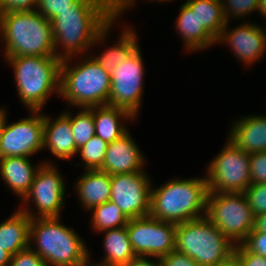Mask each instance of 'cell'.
<instances>
[{
  "label": "cell",
  "instance_id": "e575fe53",
  "mask_svg": "<svg viewBox=\"0 0 266 266\" xmlns=\"http://www.w3.org/2000/svg\"><path fill=\"white\" fill-rule=\"evenodd\" d=\"M10 266H46V263L32 247H28L11 256Z\"/></svg>",
  "mask_w": 266,
  "mask_h": 266
},
{
  "label": "cell",
  "instance_id": "6da1fadb",
  "mask_svg": "<svg viewBox=\"0 0 266 266\" xmlns=\"http://www.w3.org/2000/svg\"><path fill=\"white\" fill-rule=\"evenodd\" d=\"M117 16L107 0H75L69 9L51 20L55 50L63 43L66 59L101 42Z\"/></svg>",
  "mask_w": 266,
  "mask_h": 266
},
{
  "label": "cell",
  "instance_id": "4dcf8cb0",
  "mask_svg": "<svg viewBox=\"0 0 266 266\" xmlns=\"http://www.w3.org/2000/svg\"><path fill=\"white\" fill-rule=\"evenodd\" d=\"M227 2L228 7L227 5H224V1L222 2V9L226 22H228L227 17L230 15L228 13L232 12L234 16L237 15L239 17L247 14L248 12L250 13L254 10H258L259 6V0H227Z\"/></svg>",
  "mask_w": 266,
  "mask_h": 266
},
{
  "label": "cell",
  "instance_id": "f1b7e54d",
  "mask_svg": "<svg viewBox=\"0 0 266 266\" xmlns=\"http://www.w3.org/2000/svg\"><path fill=\"white\" fill-rule=\"evenodd\" d=\"M108 143L94 135L86 144L78 149L86 163L87 170H100L103 165Z\"/></svg>",
  "mask_w": 266,
  "mask_h": 266
},
{
  "label": "cell",
  "instance_id": "7402d4cb",
  "mask_svg": "<svg viewBox=\"0 0 266 266\" xmlns=\"http://www.w3.org/2000/svg\"><path fill=\"white\" fill-rule=\"evenodd\" d=\"M121 116L123 118L128 117L132 119L134 117L127 110L119 107H113L110 105L93 107L95 135L108 144L122 137L128 131L119 123L118 119Z\"/></svg>",
  "mask_w": 266,
  "mask_h": 266
},
{
  "label": "cell",
  "instance_id": "7c38bea8",
  "mask_svg": "<svg viewBox=\"0 0 266 266\" xmlns=\"http://www.w3.org/2000/svg\"><path fill=\"white\" fill-rule=\"evenodd\" d=\"M150 181L142 171L111 175V196L128 219L149 216Z\"/></svg>",
  "mask_w": 266,
  "mask_h": 266
},
{
  "label": "cell",
  "instance_id": "74e56055",
  "mask_svg": "<svg viewBox=\"0 0 266 266\" xmlns=\"http://www.w3.org/2000/svg\"><path fill=\"white\" fill-rule=\"evenodd\" d=\"M159 260L161 266H200L191 257L176 250L164 255Z\"/></svg>",
  "mask_w": 266,
  "mask_h": 266
},
{
  "label": "cell",
  "instance_id": "8992f818",
  "mask_svg": "<svg viewBox=\"0 0 266 266\" xmlns=\"http://www.w3.org/2000/svg\"><path fill=\"white\" fill-rule=\"evenodd\" d=\"M14 68L20 99L29 109L40 110L49 93L60 92L61 59L56 56L6 57Z\"/></svg>",
  "mask_w": 266,
  "mask_h": 266
},
{
  "label": "cell",
  "instance_id": "603a6c76",
  "mask_svg": "<svg viewBox=\"0 0 266 266\" xmlns=\"http://www.w3.org/2000/svg\"><path fill=\"white\" fill-rule=\"evenodd\" d=\"M177 28L185 40L186 47L190 50L207 48L217 40L203 27L195 13L185 3L181 7L177 18Z\"/></svg>",
  "mask_w": 266,
  "mask_h": 266
},
{
  "label": "cell",
  "instance_id": "83f0119b",
  "mask_svg": "<svg viewBox=\"0 0 266 266\" xmlns=\"http://www.w3.org/2000/svg\"><path fill=\"white\" fill-rule=\"evenodd\" d=\"M83 109L76 116H70L71 132L77 151L95 135L93 107Z\"/></svg>",
  "mask_w": 266,
  "mask_h": 266
},
{
  "label": "cell",
  "instance_id": "f546056e",
  "mask_svg": "<svg viewBox=\"0 0 266 266\" xmlns=\"http://www.w3.org/2000/svg\"><path fill=\"white\" fill-rule=\"evenodd\" d=\"M243 194L254 216L266 213V183L251 184Z\"/></svg>",
  "mask_w": 266,
  "mask_h": 266
},
{
  "label": "cell",
  "instance_id": "484cf974",
  "mask_svg": "<svg viewBox=\"0 0 266 266\" xmlns=\"http://www.w3.org/2000/svg\"><path fill=\"white\" fill-rule=\"evenodd\" d=\"M117 46L106 50L101 56L94 58L95 61L109 74L123 61L128 59L137 49L136 35L130 29L123 31Z\"/></svg>",
  "mask_w": 266,
  "mask_h": 266
},
{
  "label": "cell",
  "instance_id": "d6986e66",
  "mask_svg": "<svg viewBox=\"0 0 266 266\" xmlns=\"http://www.w3.org/2000/svg\"><path fill=\"white\" fill-rule=\"evenodd\" d=\"M31 218L19 210L0 224V247L11 256L30 247Z\"/></svg>",
  "mask_w": 266,
  "mask_h": 266
},
{
  "label": "cell",
  "instance_id": "f6af8a7d",
  "mask_svg": "<svg viewBox=\"0 0 266 266\" xmlns=\"http://www.w3.org/2000/svg\"><path fill=\"white\" fill-rule=\"evenodd\" d=\"M220 266H240L237 261L233 258L231 261L225 263V264H222Z\"/></svg>",
  "mask_w": 266,
  "mask_h": 266
},
{
  "label": "cell",
  "instance_id": "9a60e30c",
  "mask_svg": "<svg viewBox=\"0 0 266 266\" xmlns=\"http://www.w3.org/2000/svg\"><path fill=\"white\" fill-rule=\"evenodd\" d=\"M143 159L140 149L127 132L108 144L100 171L109 175L140 172Z\"/></svg>",
  "mask_w": 266,
  "mask_h": 266
},
{
  "label": "cell",
  "instance_id": "7bdbcfd3",
  "mask_svg": "<svg viewBox=\"0 0 266 266\" xmlns=\"http://www.w3.org/2000/svg\"><path fill=\"white\" fill-rule=\"evenodd\" d=\"M5 124H6L5 110L0 109V139H1Z\"/></svg>",
  "mask_w": 266,
  "mask_h": 266
},
{
  "label": "cell",
  "instance_id": "7a4b0ae2",
  "mask_svg": "<svg viewBox=\"0 0 266 266\" xmlns=\"http://www.w3.org/2000/svg\"><path fill=\"white\" fill-rule=\"evenodd\" d=\"M0 30L6 43V57L56 56L51 21L39 10L0 14Z\"/></svg>",
  "mask_w": 266,
  "mask_h": 266
},
{
  "label": "cell",
  "instance_id": "8fae6325",
  "mask_svg": "<svg viewBox=\"0 0 266 266\" xmlns=\"http://www.w3.org/2000/svg\"><path fill=\"white\" fill-rule=\"evenodd\" d=\"M143 62L139 48L111 73L108 105L130 112L134 117L141 104Z\"/></svg>",
  "mask_w": 266,
  "mask_h": 266
},
{
  "label": "cell",
  "instance_id": "9c48e42d",
  "mask_svg": "<svg viewBox=\"0 0 266 266\" xmlns=\"http://www.w3.org/2000/svg\"><path fill=\"white\" fill-rule=\"evenodd\" d=\"M207 174L209 192L243 193L251 185L250 154L229 140L209 164Z\"/></svg>",
  "mask_w": 266,
  "mask_h": 266
},
{
  "label": "cell",
  "instance_id": "ab89813d",
  "mask_svg": "<svg viewBox=\"0 0 266 266\" xmlns=\"http://www.w3.org/2000/svg\"><path fill=\"white\" fill-rule=\"evenodd\" d=\"M134 0H107L108 4L119 14L132 5Z\"/></svg>",
  "mask_w": 266,
  "mask_h": 266
},
{
  "label": "cell",
  "instance_id": "f35d334b",
  "mask_svg": "<svg viewBox=\"0 0 266 266\" xmlns=\"http://www.w3.org/2000/svg\"><path fill=\"white\" fill-rule=\"evenodd\" d=\"M124 266H161V264L159 259L157 263H153L144 256H136Z\"/></svg>",
  "mask_w": 266,
  "mask_h": 266
},
{
  "label": "cell",
  "instance_id": "d590c367",
  "mask_svg": "<svg viewBox=\"0 0 266 266\" xmlns=\"http://www.w3.org/2000/svg\"><path fill=\"white\" fill-rule=\"evenodd\" d=\"M234 259L240 266H266V257L249 252L242 244L236 245Z\"/></svg>",
  "mask_w": 266,
  "mask_h": 266
},
{
  "label": "cell",
  "instance_id": "52a82bcc",
  "mask_svg": "<svg viewBox=\"0 0 266 266\" xmlns=\"http://www.w3.org/2000/svg\"><path fill=\"white\" fill-rule=\"evenodd\" d=\"M69 58L60 66V94L72 105L91 108L108 105L111 91V74L94 58L74 68L67 66Z\"/></svg>",
  "mask_w": 266,
  "mask_h": 266
},
{
  "label": "cell",
  "instance_id": "bcb514c9",
  "mask_svg": "<svg viewBox=\"0 0 266 266\" xmlns=\"http://www.w3.org/2000/svg\"><path fill=\"white\" fill-rule=\"evenodd\" d=\"M89 262H88V259H87V261L85 262V264H84V266H87V264H88ZM88 266H121V265H113V264H105V263H102V264H94V265H88Z\"/></svg>",
  "mask_w": 266,
  "mask_h": 266
},
{
  "label": "cell",
  "instance_id": "ba28073f",
  "mask_svg": "<svg viewBox=\"0 0 266 266\" xmlns=\"http://www.w3.org/2000/svg\"><path fill=\"white\" fill-rule=\"evenodd\" d=\"M205 215L234 243H242L254 228L255 216L243 193L209 192Z\"/></svg>",
  "mask_w": 266,
  "mask_h": 266
},
{
  "label": "cell",
  "instance_id": "30bf717a",
  "mask_svg": "<svg viewBox=\"0 0 266 266\" xmlns=\"http://www.w3.org/2000/svg\"><path fill=\"white\" fill-rule=\"evenodd\" d=\"M176 225L150 216L129 219L126 225L136 256L160 259L175 250Z\"/></svg>",
  "mask_w": 266,
  "mask_h": 266
},
{
  "label": "cell",
  "instance_id": "e0dca14e",
  "mask_svg": "<svg viewBox=\"0 0 266 266\" xmlns=\"http://www.w3.org/2000/svg\"><path fill=\"white\" fill-rule=\"evenodd\" d=\"M229 140L248 154L266 152V117L249 116L236 122Z\"/></svg>",
  "mask_w": 266,
  "mask_h": 266
},
{
  "label": "cell",
  "instance_id": "4fadbf2b",
  "mask_svg": "<svg viewBox=\"0 0 266 266\" xmlns=\"http://www.w3.org/2000/svg\"><path fill=\"white\" fill-rule=\"evenodd\" d=\"M32 110L30 118L5 124L0 139V158L29 157L43 147L44 116Z\"/></svg>",
  "mask_w": 266,
  "mask_h": 266
},
{
  "label": "cell",
  "instance_id": "ffe728a7",
  "mask_svg": "<svg viewBox=\"0 0 266 266\" xmlns=\"http://www.w3.org/2000/svg\"><path fill=\"white\" fill-rule=\"evenodd\" d=\"M77 192L88 210L110 200L111 175L100 170H87L77 182Z\"/></svg>",
  "mask_w": 266,
  "mask_h": 266
},
{
  "label": "cell",
  "instance_id": "d4e9b609",
  "mask_svg": "<svg viewBox=\"0 0 266 266\" xmlns=\"http://www.w3.org/2000/svg\"><path fill=\"white\" fill-rule=\"evenodd\" d=\"M186 4L196 14L200 25L217 40L226 25L221 0H188Z\"/></svg>",
  "mask_w": 266,
  "mask_h": 266
},
{
  "label": "cell",
  "instance_id": "cb8c5ba5",
  "mask_svg": "<svg viewBox=\"0 0 266 266\" xmlns=\"http://www.w3.org/2000/svg\"><path fill=\"white\" fill-rule=\"evenodd\" d=\"M105 232L104 247L107 252L103 263L124 266L136 257L126 226L105 230Z\"/></svg>",
  "mask_w": 266,
  "mask_h": 266
},
{
  "label": "cell",
  "instance_id": "b9f144b4",
  "mask_svg": "<svg viewBox=\"0 0 266 266\" xmlns=\"http://www.w3.org/2000/svg\"><path fill=\"white\" fill-rule=\"evenodd\" d=\"M11 255L0 247V266H10Z\"/></svg>",
  "mask_w": 266,
  "mask_h": 266
},
{
  "label": "cell",
  "instance_id": "44dd1931",
  "mask_svg": "<svg viewBox=\"0 0 266 266\" xmlns=\"http://www.w3.org/2000/svg\"><path fill=\"white\" fill-rule=\"evenodd\" d=\"M37 170L33 168L28 157L0 158L1 176L22 199L29 192Z\"/></svg>",
  "mask_w": 266,
  "mask_h": 266
},
{
  "label": "cell",
  "instance_id": "836d02e7",
  "mask_svg": "<svg viewBox=\"0 0 266 266\" xmlns=\"http://www.w3.org/2000/svg\"><path fill=\"white\" fill-rule=\"evenodd\" d=\"M241 244L249 252L266 257V232L252 230Z\"/></svg>",
  "mask_w": 266,
  "mask_h": 266
},
{
  "label": "cell",
  "instance_id": "4316f807",
  "mask_svg": "<svg viewBox=\"0 0 266 266\" xmlns=\"http://www.w3.org/2000/svg\"><path fill=\"white\" fill-rule=\"evenodd\" d=\"M91 210H93L92 224L96 231L119 228L128 224L129 219L111 200L95 206Z\"/></svg>",
  "mask_w": 266,
  "mask_h": 266
},
{
  "label": "cell",
  "instance_id": "5b68a950",
  "mask_svg": "<svg viewBox=\"0 0 266 266\" xmlns=\"http://www.w3.org/2000/svg\"><path fill=\"white\" fill-rule=\"evenodd\" d=\"M235 247L206 216L176 225L175 250L200 266H220L231 261Z\"/></svg>",
  "mask_w": 266,
  "mask_h": 266
},
{
  "label": "cell",
  "instance_id": "ee69618b",
  "mask_svg": "<svg viewBox=\"0 0 266 266\" xmlns=\"http://www.w3.org/2000/svg\"><path fill=\"white\" fill-rule=\"evenodd\" d=\"M258 9L260 13L266 17V0H259Z\"/></svg>",
  "mask_w": 266,
  "mask_h": 266
},
{
  "label": "cell",
  "instance_id": "277c9868",
  "mask_svg": "<svg viewBox=\"0 0 266 266\" xmlns=\"http://www.w3.org/2000/svg\"><path fill=\"white\" fill-rule=\"evenodd\" d=\"M31 218V238L36 240L40 256L46 266H84L89 259L84 242L76 233L59 223L58 217L38 219L29 212L22 210Z\"/></svg>",
  "mask_w": 266,
  "mask_h": 266
},
{
  "label": "cell",
  "instance_id": "8d00e7d4",
  "mask_svg": "<svg viewBox=\"0 0 266 266\" xmlns=\"http://www.w3.org/2000/svg\"><path fill=\"white\" fill-rule=\"evenodd\" d=\"M37 0H0V14L8 12L36 11Z\"/></svg>",
  "mask_w": 266,
  "mask_h": 266
},
{
  "label": "cell",
  "instance_id": "60d3db41",
  "mask_svg": "<svg viewBox=\"0 0 266 266\" xmlns=\"http://www.w3.org/2000/svg\"><path fill=\"white\" fill-rule=\"evenodd\" d=\"M252 230L266 232V213L255 216L254 228Z\"/></svg>",
  "mask_w": 266,
  "mask_h": 266
},
{
  "label": "cell",
  "instance_id": "ac0fdd59",
  "mask_svg": "<svg viewBox=\"0 0 266 266\" xmlns=\"http://www.w3.org/2000/svg\"><path fill=\"white\" fill-rule=\"evenodd\" d=\"M44 116L43 147L48 146L57 157L69 159L78 153L70 125V114L60 115L54 122Z\"/></svg>",
  "mask_w": 266,
  "mask_h": 266
},
{
  "label": "cell",
  "instance_id": "5bb4252c",
  "mask_svg": "<svg viewBox=\"0 0 266 266\" xmlns=\"http://www.w3.org/2000/svg\"><path fill=\"white\" fill-rule=\"evenodd\" d=\"M49 163H43L33 179L29 192L23 200L32 198L40 218L58 217L63 205L65 186L62 177ZM29 198V199H28Z\"/></svg>",
  "mask_w": 266,
  "mask_h": 266
},
{
  "label": "cell",
  "instance_id": "2e32d148",
  "mask_svg": "<svg viewBox=\"0 0 266 266\" xmlns=\"http://www.w3.org/2000/svg\"><path fill=\"white\" fill-rule=\"evenodd\" d=\"M227 22L217 42L228 41L235 54L247 64L259 58L266 48V33L262 28L243 24L229 32L226 30Z\"/></svg>",
  "mask_w": 266,
  "mask_h": 266
},
{
  "label": "cell",
  "instance_id": "d6a6232c",
  "mask_svg": "<svg viewBox=\"0 0 266 266\" xmlns=\"http://www.w3.org/2000/svg\"><path fill=\"white\" fill-rule=\"evenodd\" d=\"M75 0H37L39 12L48 20H53L60 12L69 9Z\"/></svg>",
  "mask_w": 266,
  "mask_h": 266
},
{
  "label": "cell",
  "instance_id": "1f68e13d",
  "mask_svg": "<svg viewBox=\"0 0 266 266\" xmlns=\"http://www.w3.org/2000/svg\"><path fill=\"white\" fill-rule=\"evenodd\" d=\"M251 184L266 183V152L250 154Z\"/></svg>",
  "mask_w": 266,
  "mask_h": 266
},
{
  "label": "cell",
  "instance_id": "3957f363",
  "mask_svg": "<svg viewBox=\"0 0 266 266\" xmlns=\"http://www.w3.org/2000/svg\"><path fill=\"white\" fill-rule=\"evenodd\" d=\"M208 183L204 179L172 180L150 193L149 216L175 224L205 217Z\"/></svg>",
  "mask_w": 266,
  "mask_h": 266
}]
</instances>
